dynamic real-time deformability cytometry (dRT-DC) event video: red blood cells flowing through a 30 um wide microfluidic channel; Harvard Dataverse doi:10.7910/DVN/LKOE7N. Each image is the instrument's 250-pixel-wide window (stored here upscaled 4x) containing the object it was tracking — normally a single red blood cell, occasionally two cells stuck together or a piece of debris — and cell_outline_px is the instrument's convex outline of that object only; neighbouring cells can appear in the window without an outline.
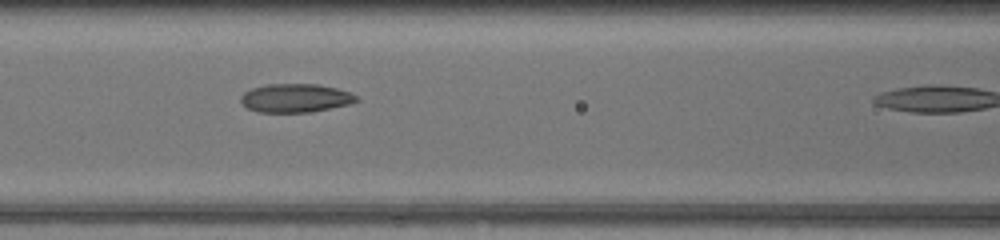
{"species": "common noctule bat (a hibernating species)", "species_latin": "Nyctalus noctula", "temperature_condition": "warm", "stored_images_in_passage": 12, "camera_frame_rate_fps": 3000, "um_per_image_px": 0.085, "animal": {"sex": "female", "body_mass_g": 17.0, "forearm_length_mm": 48.0}, "frame": {"image": 1, "passage_image": 9, "time_ms": 2.667, "image_size_px": [1000, 240], "cell_outline_px": [[360, 100], [348, 104], [308, 112], [260, 112], [248, 108], [240, 100], [240, 96], [244, 92], [252, 88], [268, 84], [316, 84], [336, 88], [348, 92], [356, 96]], "centroid_in_image_um": [25.09, 8.33], "position_along_channel_um": 141.5, "area_um2": 18.96}}